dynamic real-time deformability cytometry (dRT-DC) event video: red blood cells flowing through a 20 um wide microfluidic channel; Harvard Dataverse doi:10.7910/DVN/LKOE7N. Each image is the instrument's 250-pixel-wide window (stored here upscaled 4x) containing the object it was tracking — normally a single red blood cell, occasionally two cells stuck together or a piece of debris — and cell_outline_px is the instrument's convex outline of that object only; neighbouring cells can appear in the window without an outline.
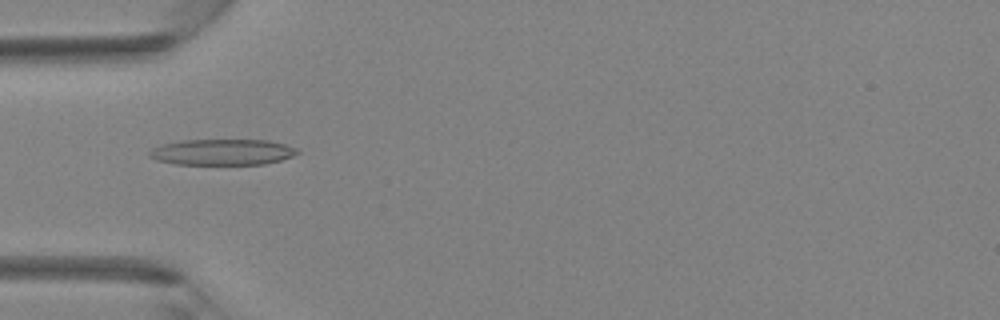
{"species": "Egyptian fruit bat (a non-hibernating species)", "species_latin": "Rousettus aegyptiacus", "temperature_condition": "room temperature", "stored_images_in_passage": 35, "camera_frame_rate_fps": 3000, "um_per_image_px": 0.085, "animal": {"sex": "female"}, "frame": {"image": 1, "passage_image": 6, "time_ms": 1.667, "image_size_px": [1000, 320], "cell_outline_px": [[300, 152], [292, 156], [280, 160], [264, 164], [176, 164], [156, 160], [148, 156], [148, 152], [152, 148], [164, 144], [184, 140], [268, 140], [284, 144], [296, 148]], "centroid_in_image_um": [18.89, 12.93], "position_along_channel_um": 66.1, "area_um2": 22.25}}
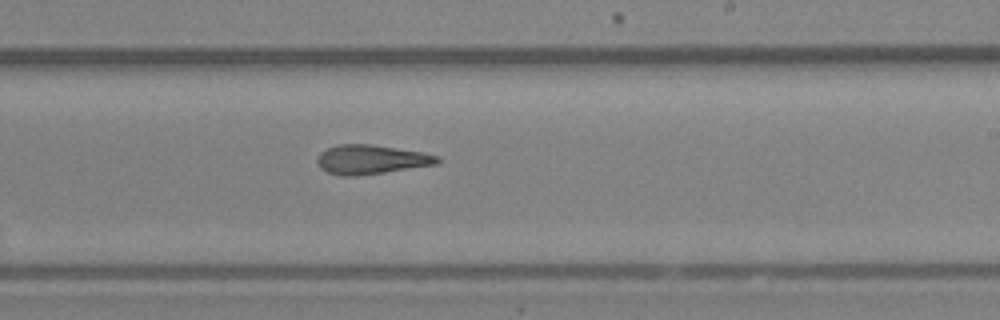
{"frame": {"image": 2, "passage_image": 18, "time_ms": 5.667, "image_size_px": [1000, 320], "cell_outline_px": [[440, 160], [436, 164], [384, 172], [356, 176], [340, 176], [328, 172], [320, 168], [316, 160], [320, 152], [328, 148], [340, 144], [372, 144], [424, 152], [440, 156]], "centroid_in_image_um": [31.54, 13.55], "position_along_channel_um": 257.5, "area_um2": 20.46}}
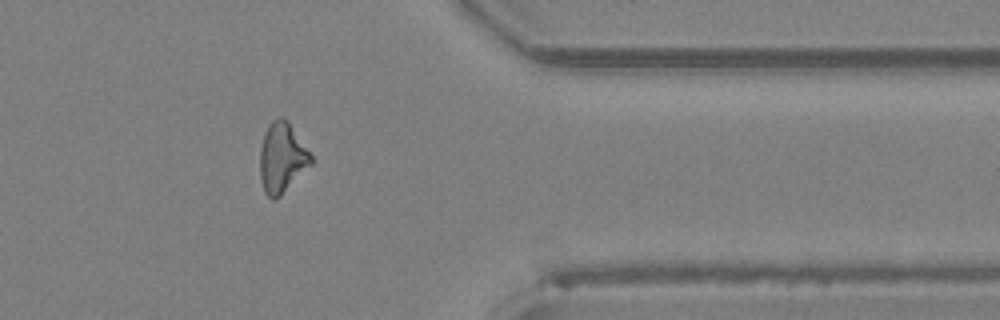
{"frame": {"image": 3, "passage_image": 27, "time_ms": 8.667, "image_size_px": [1000, 320], "cell_outline_px": [[312, 164], [276, 200], [272, 200], [264, 192], [260, 180], [260, 148], [264, 132], [268, 124], [272, 120], [280, 116], [288, 120], [312, 156]], "centroid_in_image_um": [23.95, 13.41], "position_along_channel_um": 387.5, "area_um2": 20.98}}